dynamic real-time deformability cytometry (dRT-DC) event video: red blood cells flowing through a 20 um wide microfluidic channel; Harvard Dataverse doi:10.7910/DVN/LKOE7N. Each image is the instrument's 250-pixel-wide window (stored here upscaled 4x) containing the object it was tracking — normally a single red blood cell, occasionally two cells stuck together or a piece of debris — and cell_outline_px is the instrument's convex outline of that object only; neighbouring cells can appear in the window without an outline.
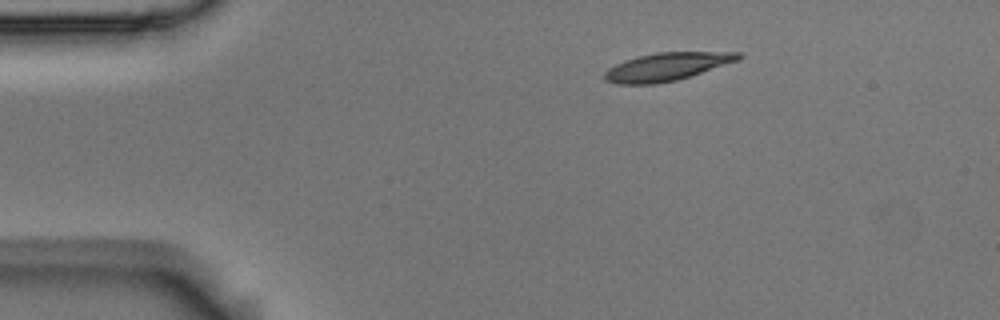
{"species": "Egyptian fruit bat (a non-hibernating species)", "species_latin": "Rousettus aegyptiacus", "temperature_condition": "room temperature", "stored_images_in_passage": 47, "camera_frame_rate_fps": 3000, "um_per_image_px": 0.085, "animal": {"sex": "male"}, "frame": {"image": 1, "passage_image": 1, "time_ms": 0.0, "image_size_px": [1000, 320], "cell_outline_px": [[744, 56], [740, 60], [676, 80], [656, 84], [616, 84], [604, 80], [604, 72], [608, 68], [624, 60], [636, 56], [656, 52], [744, 52]], "centroid_in_image_um": [56.68, 5.66], "position_along_channel_um": 28.3, "area_um2": 21.96}}
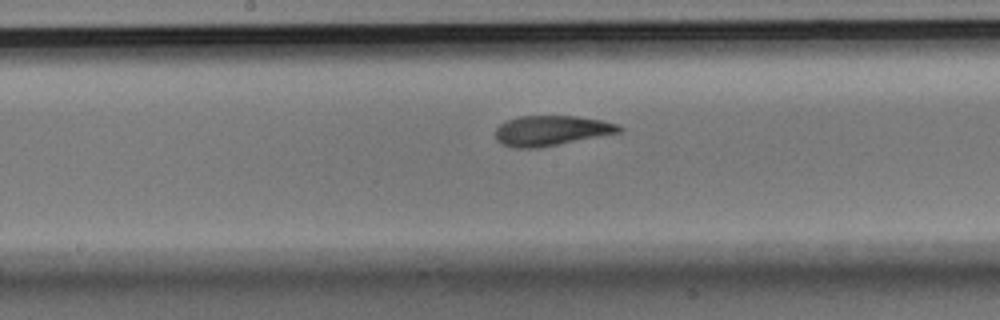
{"frame": {"image": 2, "passage_image": 20, "time_ms": 6.333, "image_size_px": [1000, 320], "cell_outline_px": [[624, 128], [620, 132], [540, 148], [516, 148], [500, 144], [496, 140], [496, 128], [500, 124], [508, 120], [520, 116], [576, 116], [600, 120], [620, 124]], "centroid_in_image_um": [46.85, 11.11], "position_along_channel_um": 201.3, "area_um2": 21.73}}
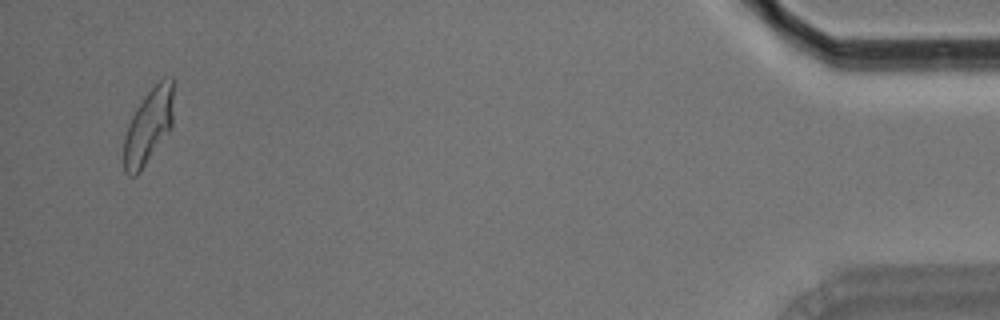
{"frame": {"image": 3, "passage_image": 45, "time_ms": 14.667, "image_size_px": [1000, 320], "cell_outline_px": [[172, 128], [140, 172], [136, 176], [128, 176], [124, 172], [124, 136], [128, 124], [136, 108], [144, 96], [164, 76], [172, 76]], "centroid_in_image_um": [12.61, 10.76], "position_along_channel_um": 422.6, "area_um2": 21.73}, "authors_computed_cell_mechanics": {"area_um2": 21.9062, "velocity_mm_per_s": 3.6304, "shape_relaxation_time_tau1_ms": 4.5563, "shape_relaxation_time_tau2_ms": 1.7982, "deformation_change_tau1": 0.168, "deformation_change_tau2": 0.0784}}